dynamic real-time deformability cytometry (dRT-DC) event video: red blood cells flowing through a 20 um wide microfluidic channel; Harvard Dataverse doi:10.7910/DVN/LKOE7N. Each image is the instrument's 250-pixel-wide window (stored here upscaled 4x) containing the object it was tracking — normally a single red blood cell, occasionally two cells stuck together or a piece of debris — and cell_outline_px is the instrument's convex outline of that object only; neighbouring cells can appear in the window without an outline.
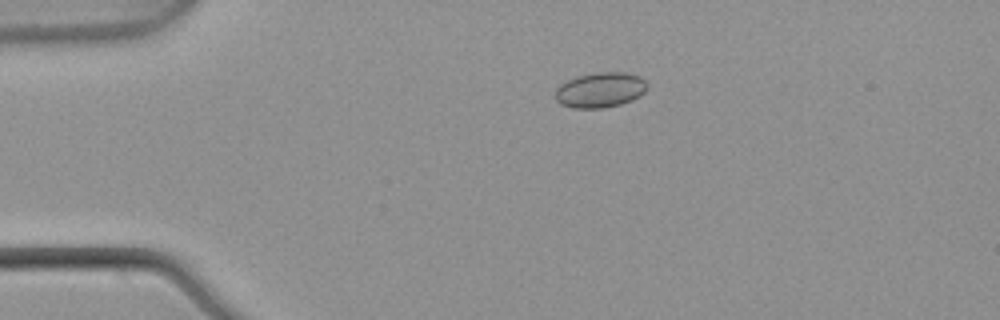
{"species": "common noctule bat (a hibernating species)", "species_latin": "Nyctalus noctula", "temperature_condition": "warm", "stored_images_in_passage": 3, "camera_frame_rate_fps": 3000, "um_per_image_px": 0.085, "animal": {"sex": "male", "body_mass_g": 21.5, "forearm_length_mm": 52.0}, "frame": {"image": 1, "passage_image": 2, "time_ms": 0.333, "image_size_px": [1000, 320], "cell_outline_px": [[648, 88], [640, 96], [632, 100], [620, 104], [604, 108], [572, 108], [560, 104], [556, 100], [556, 88], [560, 84], [576, 76], [596, 72], [628, 72], [640, 76], [648, 84]], "centroid_in_image_um": [51.04, 7.64], "position_along_channel_um": 34.0, "area_um2": 19.07}}